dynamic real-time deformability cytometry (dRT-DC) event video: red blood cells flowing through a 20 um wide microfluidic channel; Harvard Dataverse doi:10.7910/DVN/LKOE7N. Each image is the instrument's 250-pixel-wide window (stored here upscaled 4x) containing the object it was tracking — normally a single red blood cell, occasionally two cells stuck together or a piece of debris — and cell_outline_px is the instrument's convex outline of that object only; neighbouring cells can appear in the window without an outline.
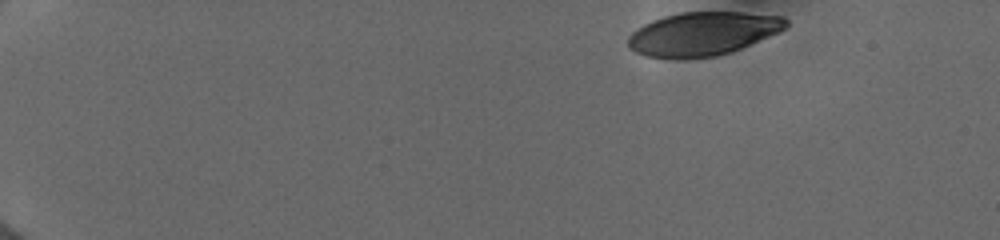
{"species": "human", "species_latin": "Homo sapiens", "temperature_condition": "cold", "stored_images_in_passage": 46, "camera_frame_rate_fps": 3000, "um_per_image_px": 0.085, "donor": {"sex": "female"}, "frame": {"image": 1, "passage_image": 1, "time_ms": 0.0, "image_size_px": [1000, 240], "cell_outline_px": [[788, 24], [780, 32], [732, 52], [716, 56], [644, 56], [628, 48], [628, 36], [636, 28], [652, 20], [664, 16], [680, 12], [744, 12], [784, 16], [788, 20]], "centroid_in_image_um": [59.77, 2.83], "position_along_channel_um": 25.2, "area_um2": 39.65}}
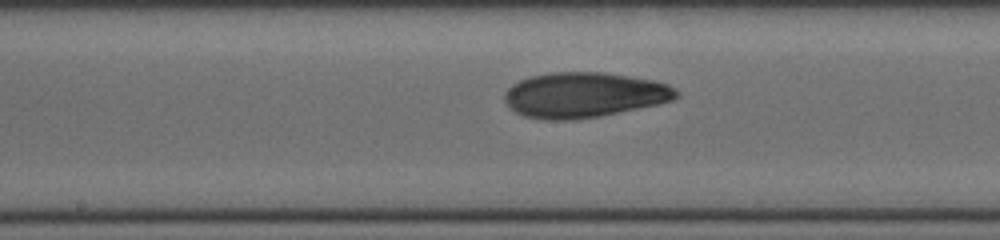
{"frame": {"image": 2, "passage_image": 24, "time_ms": 7.667, "image_size_px": [1000, 240], "cell_outline_px": [[680, 96], [672, 100], [656, 104], [600, 116], [576, 120], [544, 120], [524, 116], [516, 112], [504, 100], [504, 92], [512, 84], [528, 76], [552, 72], [600, 72], [628, 76], [652, 80], [668, 84], [676, 88], [680, 92]], "centroid_in_image_um": [49.63, 8.07], "position_along_channel_um": 198.6, "area_um2": 45.32}}
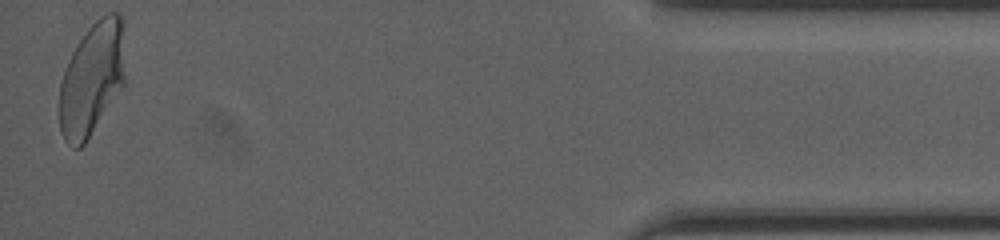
{"frame": {"image": 3, "passage_image": 46, "time_ms": 15.0, "image_size_px": [1000, 240], "cell_outline_px": [[124, 84], [84, 144], [80, 148], [72, 148], [64, 140], [60, 132], [60, 84], [68, 60], [76, 44], [88, 28], [100, 16], [108, 12], [120, 12], [124, 20]], "centroid_in_image_um": [7.83, 6.66], "position_along_channel_um": 427.4, "area_um2": 43.47}, "authors_computed_cell_mechanics": {"area_um2": 43.4367, "velocity_mm_per_s": 3.9857, "shape_relaxation_time_tau1_ms": 4.7547, "shape_relaxation_time_tau2_ms": 2.1263, "deformation_change_tau1": 0.1798, "deformation_change_tau2": 0.0757}}